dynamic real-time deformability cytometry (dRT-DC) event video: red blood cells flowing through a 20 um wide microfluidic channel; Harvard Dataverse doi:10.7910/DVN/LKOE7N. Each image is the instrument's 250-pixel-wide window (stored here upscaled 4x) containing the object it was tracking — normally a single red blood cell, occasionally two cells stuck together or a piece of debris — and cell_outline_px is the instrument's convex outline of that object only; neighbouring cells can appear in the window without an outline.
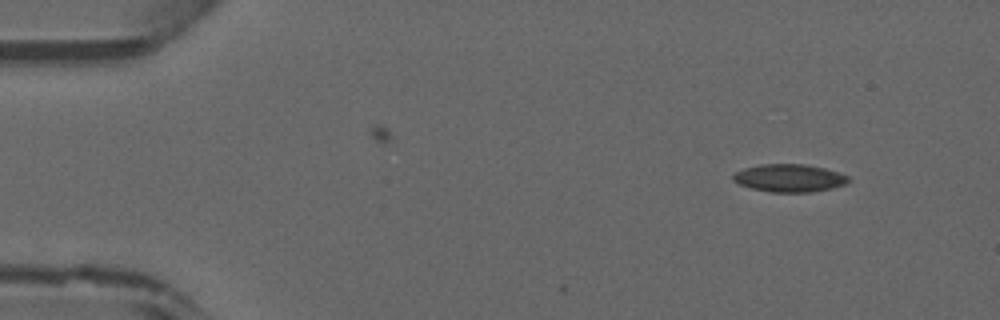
{"species": "common noctule bat (a hibernating species)", "species_latin": "Nyctalus noctula", "temperature_condition": "warm", "stored_images_in_passage": 34, "camera_frame_rate_fps": 3000, "um_per_image_px": 0.085, "animal": {"sex": "male", "forearm_length_mm": 52.5}, "frame": {"image": 1, "passage_image": 1, "time_ms": 0.0, "image_size_px": [1000, 320], "cell_outline_px": [[852, 180], [844, 184], [832, 188], [812, 192], [772, 192], [752, 188], [740, 184], [732, 180], [732, 176], [736, 172], [744, 168], [760, 164], [804, 164], [824, 168], [840, 172], [848, 176]], "centroid_in_image_um": [67.12, 15.13], "position_along_channel_um": 17.9, "area_um2": 18.67}}
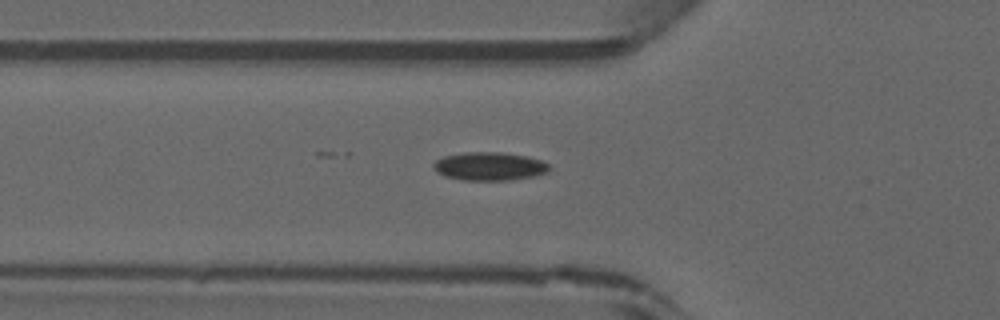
{"frame": {"image": 2, "passage_image": 13, "time_ms": 4.0, "image_size_px": [1000, 320], "cell_outline_px": [[552, 168], [548, 172], [532, 176], [508, 180], [460, 180], [444, 176], [436, 172], [432, 164], [436, 160], [444, 156], [464, 152], [504, 152], [528, 156], [540, 160], [548, 164]], "centroid_in_image_um": [41.59, 14.13], "position_along_channel_um": 84.2, "area_um2": 19.25}}
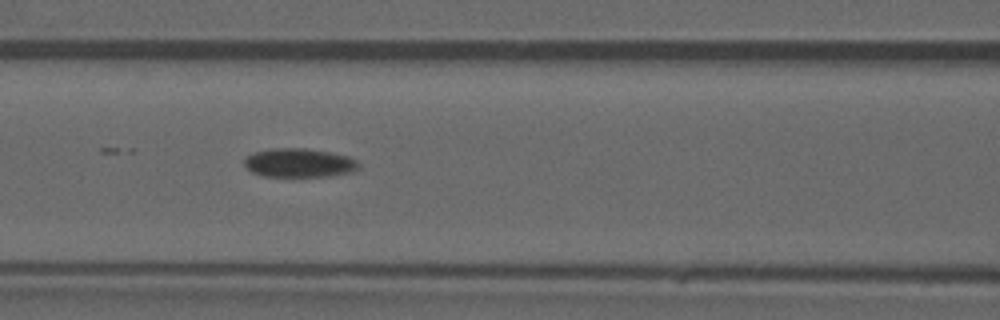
{"frame": {"image": 3, "passage_image": 17, "time_ms": 5.333, "image_size_px": [1000, 320], "cell_outline_px": [[360, 168], [356, 172], [328, 176], [264, 176], [252, 172], [244, 164], [244, 160], [252, 152], [268, 148], [308, 148], [332, 152], [348, 156], [356, 160], [360, 164]], "centroid_in_image_um": [25.47, 13.83], "position_along_channel_um": 141.1, "area_um2": 19.54}}